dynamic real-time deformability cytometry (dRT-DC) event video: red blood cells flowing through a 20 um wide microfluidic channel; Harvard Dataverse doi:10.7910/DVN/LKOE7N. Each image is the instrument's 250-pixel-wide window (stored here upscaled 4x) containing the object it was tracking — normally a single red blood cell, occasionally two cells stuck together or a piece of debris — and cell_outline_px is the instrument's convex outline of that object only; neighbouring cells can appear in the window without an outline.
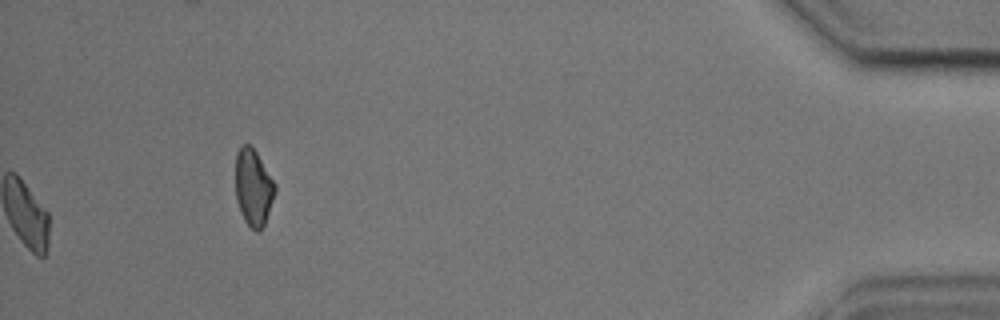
{"species": "common noctule bat (a hibernating species)", "species_latin": "Nyctalus noctula", "temperature_condition": "cold", "stored_images_in_passage": 54, "camera_frame_rate_fps": 3000, "um_per_image_px": 0.085, "animal": {"sex": "male", "body_mass_g": 17.9, "forearm_length_mm": 54.2}, "frame": {"image": 1, "passage_image": 54, "time_ms": 17.667, "image_size_px": [1000, 320], "cell_outline_px": [[276, 192], [264, 224], [260, 232], [256, 232], [244, 220], [240, 212], [236, 200], [236, 152], [240, 144], [252, 144], [276, 184]], "centroid_in_image_um": [21.53, 15.9], "position_along_channel_um": 413.7, "area_um2": 17.92}, "authors_computed_cell_mechanics": {"area_um2": 19.652, "velocity_mm_per_s": 3.6504, "shape_relaxation_time_tau1_ms": 5.8359, "shape_relaxation_time_tau2_ms": null, "deformation_change_tau1": 0.1469, "deformation_change_tau2": null}}